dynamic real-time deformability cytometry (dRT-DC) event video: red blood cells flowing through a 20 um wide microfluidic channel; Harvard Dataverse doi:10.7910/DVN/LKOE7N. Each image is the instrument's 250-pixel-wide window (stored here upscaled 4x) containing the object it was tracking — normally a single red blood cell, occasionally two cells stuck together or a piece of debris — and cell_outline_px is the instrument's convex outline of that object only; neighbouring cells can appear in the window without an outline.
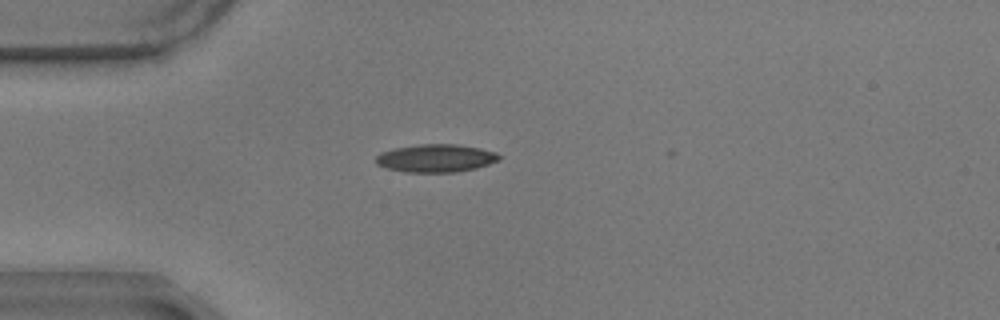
{"species": "common noctule bat (a hibernating species)", "species_latin": "Nyctalus noctula", "temperature_condition": "warm", "stored_images_in_passage": 30, "camera_frame_rate_fps": 3000, "um_per_image_px": 0.085, "animal": {"sex": "male", "body_mass_g": 17.9}, "frame": {"image": 1, "passage_image": 1, "time_ms": 0.0, "image_size_px": [1000, 320], "cell_outline_px": [[500, 160], [476, 168], [456, 172], [404, 172], [388, 168], [376, 164], [376, 156], [380, 152], [392, 148], [420, 144], [456, 144], [480, 148], [496, 152], [500, 156]], "centroid_in_image_um": [37.03, 13.44], "position_along_channel_um": 48.0, "area_um2": 20.11}}
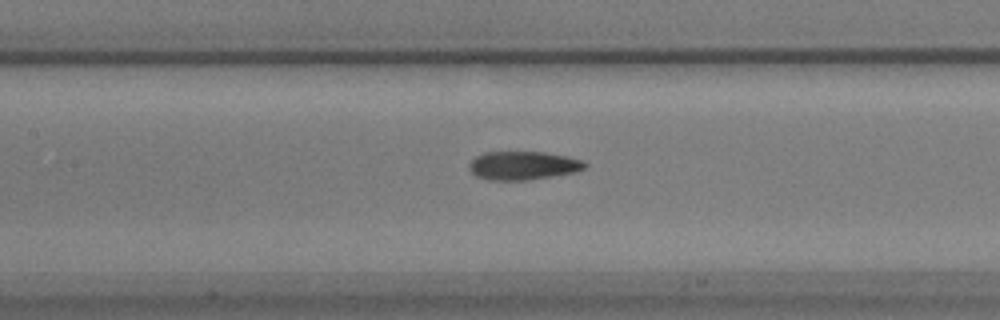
{"frame": {"image": 2, "passage_image": 12, "time_ms": 3.667, "image_size_px": [1000, 320], "cell_outline_px": [[588, 164], [584, 168], [576, 172], [528, 180], [488, 180], [476, 176], [468, 168], [468, 164], [476, 156], [484, 152], [544, 152], [568, 156], [584, 160]], "centroid_in_image_um": [44.47, 14.07], "position_along_channel_um": 162.9, "area_um2": 19.36}}
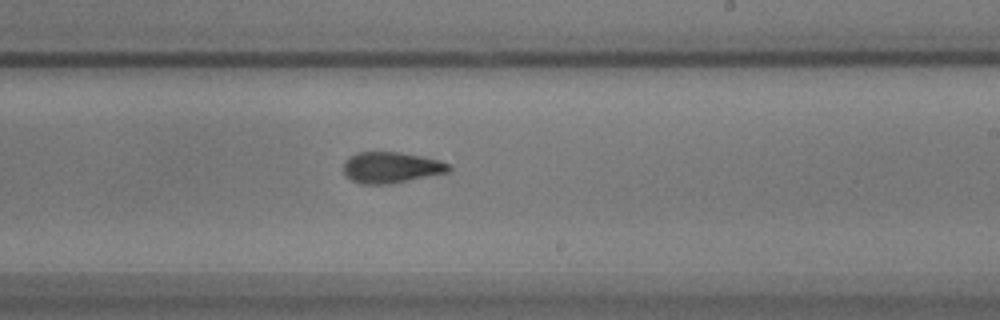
{"frame": {"image": 3, "passage_image": 20, "time_ms": 6.333, "image_size_px": [1000, 320], "cell_outline_px": [[452, 172], [392, 184], [360, 184], [344, 176], [344, 160], [348, 156], [356, 152], [400, 152], [440, 160], [448, 164], [452, 168]], "centroid_in_image_um": [33.25, 14.24], "position_along_channel_um": 255.7, "area_um2": 19.48}, "authors_computed_cell_mechanics": {"area_um2": 19.4208, "velocity_mm_per_s": 3.4873, "shape_relaxation_time_tau1_ms": 5.0044, "shape_relaxation_time_tau2_ms": 2.2151, "deformation_change_tau1": 0.1847, "deformation_change_tau2": 0.1022}}